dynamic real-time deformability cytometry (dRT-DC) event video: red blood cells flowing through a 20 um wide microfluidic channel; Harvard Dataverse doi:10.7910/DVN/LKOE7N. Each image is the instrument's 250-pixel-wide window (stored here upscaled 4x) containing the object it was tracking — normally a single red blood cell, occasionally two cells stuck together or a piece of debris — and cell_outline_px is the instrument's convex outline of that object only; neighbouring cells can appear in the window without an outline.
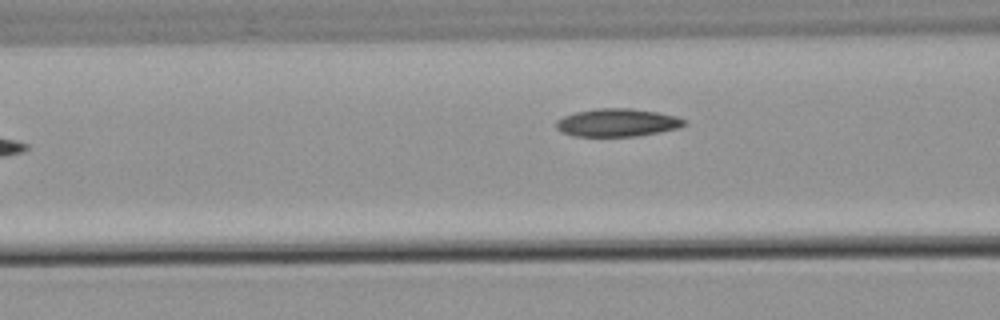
{"species": "common noctule bat (a hibernating species)", "species_latin": "Nyctalus noctula", "temperature_condition": "warm", "stored_images_in_passage": 4, "camera_frame_rate_fps": 3000, "um_per_image_px": 0.085, "animal": {"sex": "male", "body_mass_g": 21.5, "forearm_length_mm": 52.0}, "frame": {"image": 1, "passage_image": 4, "time_ms": 4.667, "image_size_px": [1000, 320], "cell_outline_px": [[688, 124], [680, 128], [640, 136], [572, 136], [556, 128], [556, 120], [564, 116], [576, 112], [596, 108], [632, 108], [656, 112], [676, 116], [684, 120]], "centroid_in_image_um": [52.49, 10.42], "position_along_channel_um": 114.1, "area_um2": 20.92}}